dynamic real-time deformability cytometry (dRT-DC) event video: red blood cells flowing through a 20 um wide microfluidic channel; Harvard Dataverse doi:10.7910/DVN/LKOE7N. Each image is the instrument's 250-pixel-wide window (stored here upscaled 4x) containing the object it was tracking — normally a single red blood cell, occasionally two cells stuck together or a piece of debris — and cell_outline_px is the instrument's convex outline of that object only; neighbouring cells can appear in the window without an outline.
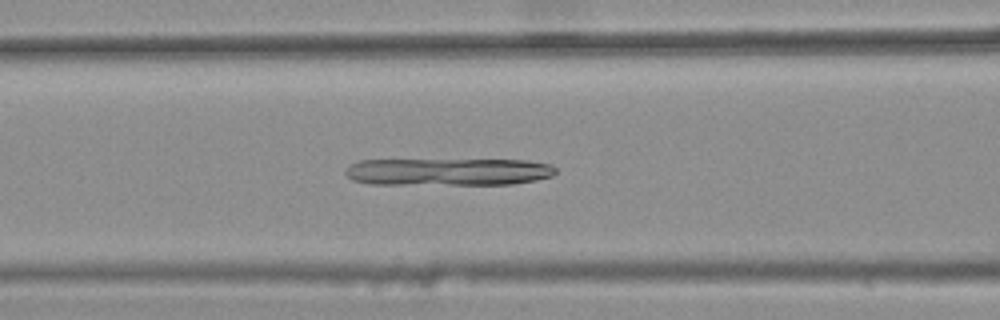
{"species": "common noctule bat (a hibernating species)", "species_latin": "Nyctalus noctula", "temperature_condition": "warm", "stored_images_in_passage": 43, "segment_of_instrument_passage": [1, 2], "camera_frame_rate_fps": 3000, "um_per_image_px": 0.085, "animal": {"sex": "female", "body_mass_g": 25.1}, "frame": {"image": 1, "passage_image": 21, "time_ms": 6.667, "image_size_px": [1000, 320], "cell_outline_px": [[556, 172], [552, 176], [536, 180], [512, 184], [368, 184], [352, 180], [344, 172], [352, 164], [360, 160], [528, 160], [552, 164], [556, 168]], "centroid_in_image_um": [38.13, 14.6], "position_along_channel_um": 128.5, "area_um2": 33.64}}
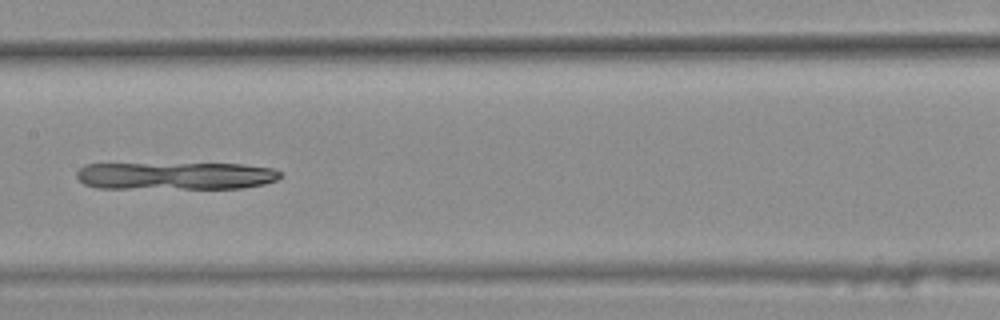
{"frame": {"image": 2, "passage_image": 26, "time_ms": 8.333, "image_size_px": [1000, 320], "cell_outline_px": [[280, 176], [276, 180], [264, 184], [244, 188], [96, 188], [84, 184], [76, 176], [76, 172], [84, 164], [240, 164], [272, 168], [280, 172]], "centroid_in_image_um": [14.9, 14.95], "position_along_channel_um": 192.5, "area_um2": 32.6}}
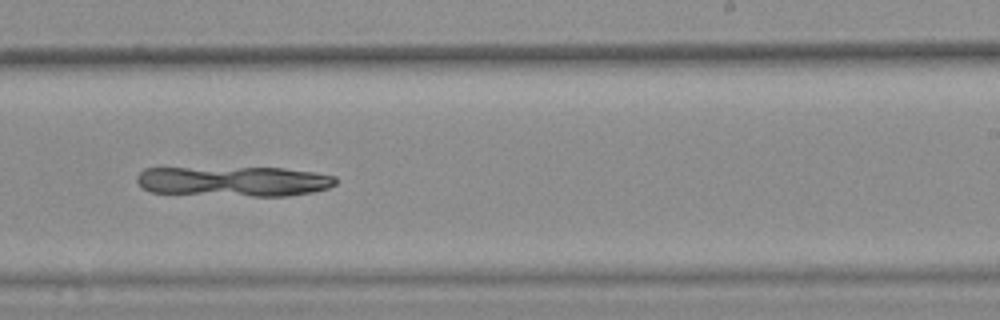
{"frame": {"image": 3, "passage_image": 32, "time_ms": 10.333, "image_size_px": [1000, 320], "cell_outline_px": [[336, 184], [328, 188], [312, 192], [288, 196], [252, 196], [152, 192], [144, 188], [136, 180], [136, 176], [144, 168], [284, 168], [312, 172], [336, 176]], "centroid_in_image_um": [19.9, 15.41], "position_along_channel_um": 269.1, "area_um2": 34.68}}